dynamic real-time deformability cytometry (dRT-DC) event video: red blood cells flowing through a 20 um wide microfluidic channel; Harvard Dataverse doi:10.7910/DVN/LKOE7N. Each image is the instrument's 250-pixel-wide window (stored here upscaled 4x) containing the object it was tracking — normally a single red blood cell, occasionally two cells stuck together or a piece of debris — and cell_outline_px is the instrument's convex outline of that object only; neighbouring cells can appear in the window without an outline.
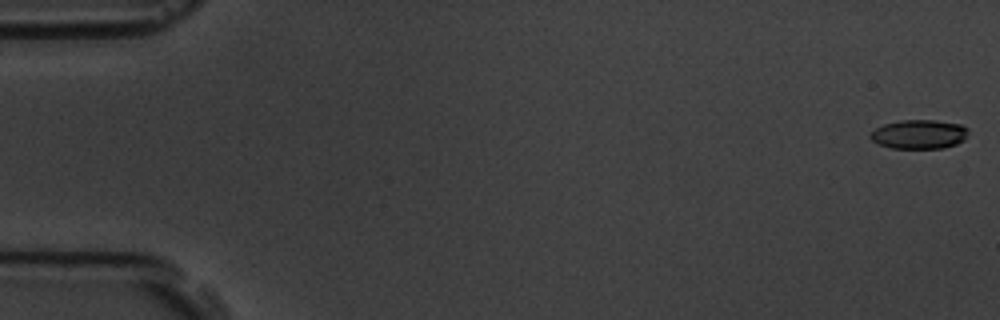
{"species": "common noctule bat (a hibernating species)", "species_latin": "Nyctalus noctula", "temperature_condition": "room temperature", "stored_images_in_passage": 17, "camera_frame_rate_fps": 3000, "um_per_image_px": 0.085, "animal": {"sex": "male", "body_mass_g": 19.5, "forearm_length_mm": 54.6}, "frame": {"image": 1, "passage_image": 1, "time_ms": 0.0, "image_size_px": [1000, 320], "cell_outline_px": [[968, 132], [964, 140], [956, 144], [944, 148], [892, 148], [880, 144], [872, 140], [868, 136], [876, 128], [884, 124], [900, 120], [936, 120], [960, 124], [968, 128]], "centroid_in_image_um": [78.14, 11.41], "position_along_channel_um": 6.9, "area_um2": 16.59}}
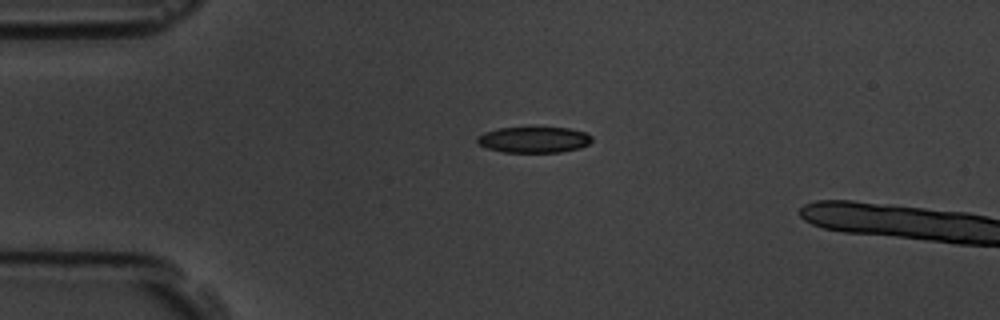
{"frame": {"image": 2, "passage_image": 14, "time_ms": 4.333, "image_size_px": [1000, 320], "cell_outline_px": [[592, 140], [588, 144], [580, 148], [560, 152], [504, 152], [488, 148], [476, 144], [476, 136], [484, 132], [500, 128], [532, 124], [568, 128], [584, 132], [592, 136]], "centroid_in_image_um": [45.35, 11.82], "position_along_channel_um": 39.7, "area_um2": 18.26}}